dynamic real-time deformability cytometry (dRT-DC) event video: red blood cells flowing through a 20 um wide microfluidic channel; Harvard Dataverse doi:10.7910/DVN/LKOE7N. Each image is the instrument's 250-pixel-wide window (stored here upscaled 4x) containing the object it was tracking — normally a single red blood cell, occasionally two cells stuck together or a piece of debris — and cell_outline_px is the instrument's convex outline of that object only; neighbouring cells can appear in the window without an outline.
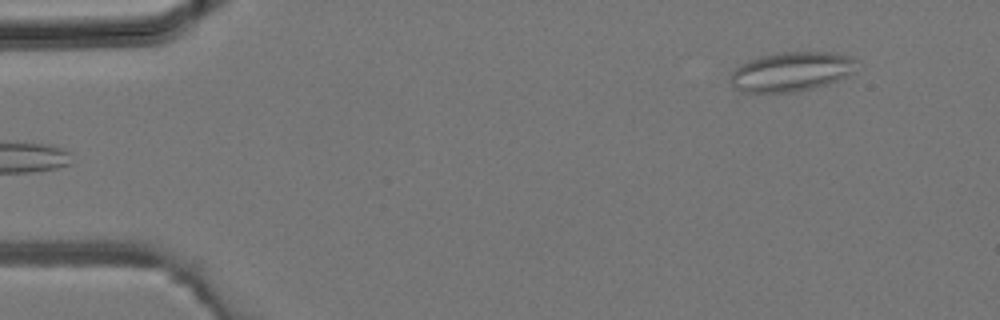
{"species": "common noctule bat (a hibernating species)", "species_latin": "Nyctalus noctula", "temperature_condition": "room temperature", "stored_images_in_passage": 4, "camera_frame_rate_fps": 3000, "um_per_image_px": 0.085, "animal": {"sex": "male", "body_mass_g": 19.2, "forearm_length_mm": 51.8}, "frame": {"image": 1, "passage_image": 4, "time_ms": 1.0, "image_size_px": [1000, 320], "cell_outline_px": [[856, 72], [848, 76], [828, 84], [796, 92], [736, 100], [732, 88], [732, 72], [740, 64], [748, 60], [760, 56], [784, 52], [832, 52], [852, 56], [856, 60]], "centroid_in_image_um": [67.1, 6.21], "position_along_channel_um": 17.9, "area_um2": 31.1}}